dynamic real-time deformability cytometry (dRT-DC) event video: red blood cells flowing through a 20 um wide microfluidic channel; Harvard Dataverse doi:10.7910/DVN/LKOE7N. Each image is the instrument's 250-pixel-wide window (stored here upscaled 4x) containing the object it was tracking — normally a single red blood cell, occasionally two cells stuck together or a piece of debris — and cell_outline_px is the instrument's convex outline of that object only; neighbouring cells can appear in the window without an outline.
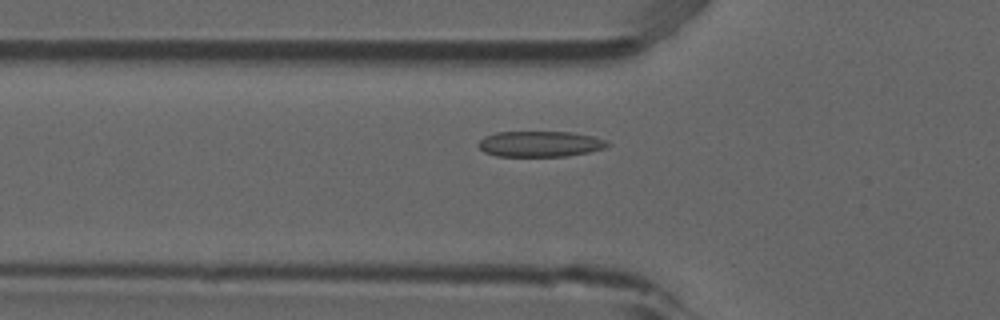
{"species": "common noctule bat (a hibernating species)", "species_latin": "Nyctalus noctula", "temperature_condition": "room temperature", "stored_images_in_passage": 54, "camera_frame_rate_fps": 3000, "um_per_image_px": 0.085, "animal": {"sex": "male", "forearm_length_mm": 52.5}, "frame": {"image": 1, "passage_image": 18, "time_ms": 5.667, "image_size_px": [1000, 320], "cell_outline_px": [[612, 144], [604, 148], [588, 152], [568, 156], [496, 156], [484, 152], [476, 144], [484, 136], [496, 132], [572, 132], [592, 136], [604, 140]], "centroid_in_image_um": [45.88, 12.23], "position_along_channel_um": 79.9, "area_um2": 19.36}}
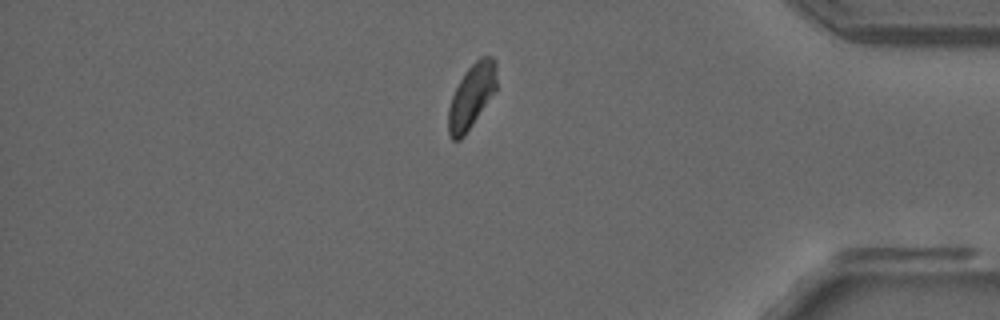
{"frame": {"image": 2, "passage_image": 45, "time_ms": 14.667, "image_size_px": [1000, 320], "cell_outline_px": [[496, 88], [464, 136], [460, 140], [452, 140], [448, 132], [448, 108], [452, 96], [460, 80], [468, 68], [480, 56], [492, 56], [496, 60]], "centroid_in_image_um": [40.07, 8.15], "position_along_channel_um": 395.1, "area_um2": 17.69}}
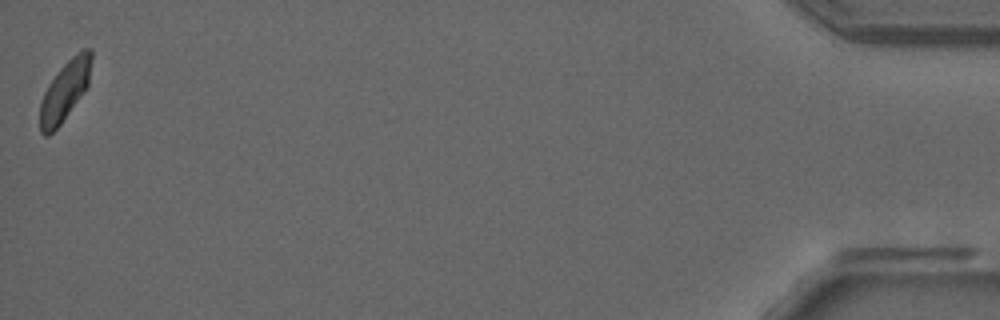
{"frame": {"image": 3, "passage_image": 53, "time_ms": 17.333, "image_size_px": [1000, 320], "cell_outline_px": [[92, 60], [88, 84], [84, 92], [60, 124], [48, 136], [44, 136], [40, 132], [40, 104], [44, 92], [48, 84], [60, 68], [76, 52], [84, 48], [92, 48]], "centroid_in_image_um": [5.52, 7.69], "position_along_channel_um": 429.7, "area_um2": 17.86}}